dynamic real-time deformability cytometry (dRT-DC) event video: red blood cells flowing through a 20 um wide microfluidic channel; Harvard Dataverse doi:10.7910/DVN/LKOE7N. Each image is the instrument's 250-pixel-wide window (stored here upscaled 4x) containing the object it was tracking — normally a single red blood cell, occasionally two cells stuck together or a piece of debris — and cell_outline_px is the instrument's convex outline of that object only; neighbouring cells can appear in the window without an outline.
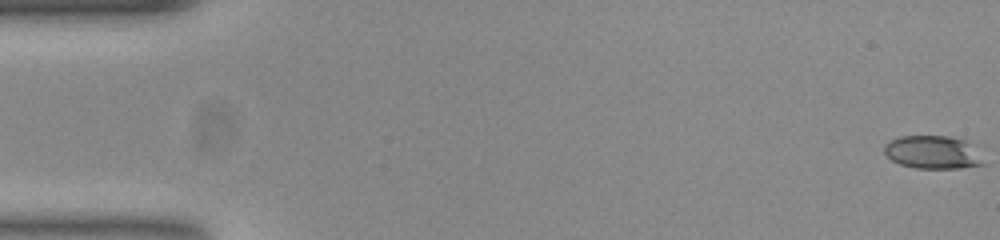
{"species": "common noctule bat (a hibernating species)", "species_latin": "Nyctalus noctula", "temperature_condition": "room temperature", "stored_images_in_passage": 55, "camera_frame_rate_fps": 3000, "um_per_image_px": 0.085, "animal": {"sex": "female", "body_mass_g": 23.0, "forearm_length_mm": 53.4}, "frame": {"image": 1, "passage_image": 1, "time_ms": 0.0, "image_size_px": [1000, 240], "cell_outline_px": [[984, 164], [960, 168], [916, 168], [900, 164], [892, 160], [884, 152], [884, 144], [900, 136], [948, 136], [968, 140], [984, 160]], "centroid_in_image_um": [79.3, 12.93], "position_along_channel_um": 5.7, "area_um2": 19.13}}
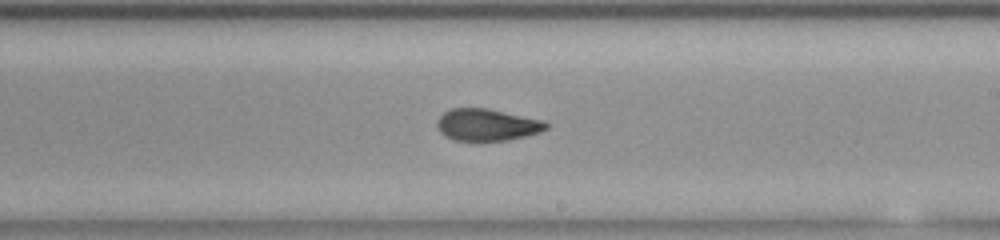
{"frame": {"image": 2, "passage_image": 32, "time_ms": 10.333, "image_size_px": [1000, 240], "cell_outline_px": [[548, 128], [540, 132], [508, 140], [476, 144], [456, 140], [444, 136], [440, 132], [436, 124], [436, 120], [444, 112], [452, 108], [488, 108], [544, 120], [548, 124]], "centroid_in_image_um": [41.37, 10.65], "position_along_channel_um": 247.6, "area_um2": 21.04}}
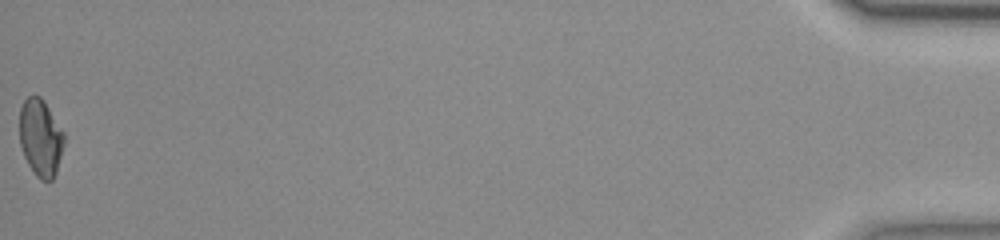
{"frame": {"image": 3, "passage_image": 55, "time_ms": 18.0, "image_size_px": [1000, 240], "cell_outline_px": [[64, 144], [56, 172], [52, 180], [40, 180], [36, 176], [28, 164], [24, 156], [20, 144], [20, 108], [24, 100], [28, 96], [40, 96], [44, 100], [64, 132]], "centroid_in_image_um": [3.45, 11.7], "position_along_channel_um": 431.8, "area_um2": 20.0}, "authors_computed_cell_mechanics": {"area_um2": 20.519, "velocity_mm_per_s": 3.7737, "shape_relaxation_time_tau1_ms": null, "shape_relaxation_time_tau2_ms": 1.5, "deformation_change_tau1": null, "deformation_change_tau2": 0.0725}}